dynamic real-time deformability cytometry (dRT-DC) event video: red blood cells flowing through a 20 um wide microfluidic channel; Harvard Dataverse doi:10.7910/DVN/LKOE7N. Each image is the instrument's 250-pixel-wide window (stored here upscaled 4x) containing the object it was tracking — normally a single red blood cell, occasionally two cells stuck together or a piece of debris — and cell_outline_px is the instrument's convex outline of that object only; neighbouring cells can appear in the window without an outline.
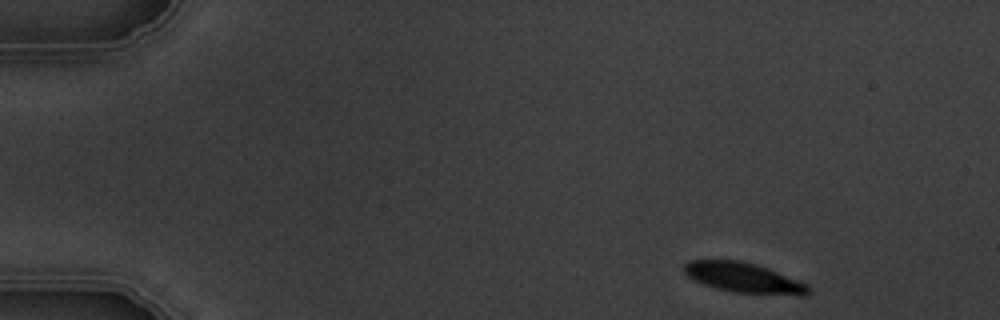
{"species": "common noctule bat (a hibernating species)", "species_latin": "Nyctalus noctula", "temperature_condition": "warm", "stored_images_in_passage": 4, "camera_frame_rate_fps": 3000, "um_per_image_px": 0.085, "animal": {"sex": "male", "body_mass_g": 19.5, "forearm_length_mm": 54.6}, "frame": {"image": 1, "passage_image": 1, "time_ms": 0.0, "image_size_px": [1000, 320], "cell_outline_px": [[812, 292], [808, 296], [800, 296], [732, 292], [716, 288], [692, 280], [684, 272], [684, 264], [688, 260], [740, 260], [756, 264], [768, 268], [808, 284], [812, 288]], "centroid_in_image_um": [63.27, 23.62], "position_along_channel_um": 21.7, "area_um2": 22.14}}
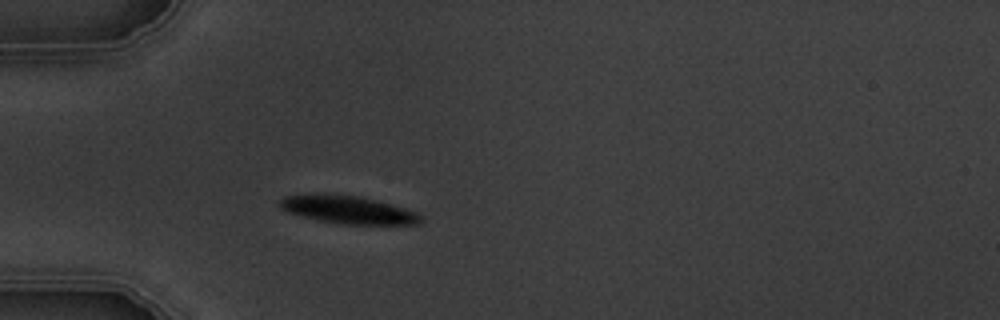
{"frame": {"image": 2, "passage_image": 4, "time_ms": 3.333, "image_size_px": [1000, 320], "cell_outline_px": [[424, 220], [420, 224], [344, 224], [316, 220], [288, 212], [280, 208], [280, 200], [284, 196], [360, 196], [392, 204], [416, 212]], "centroid_in_image_um": [29.66, 17.87], "position_along_channel_um": 55.3, "area_um2": 22.02}}